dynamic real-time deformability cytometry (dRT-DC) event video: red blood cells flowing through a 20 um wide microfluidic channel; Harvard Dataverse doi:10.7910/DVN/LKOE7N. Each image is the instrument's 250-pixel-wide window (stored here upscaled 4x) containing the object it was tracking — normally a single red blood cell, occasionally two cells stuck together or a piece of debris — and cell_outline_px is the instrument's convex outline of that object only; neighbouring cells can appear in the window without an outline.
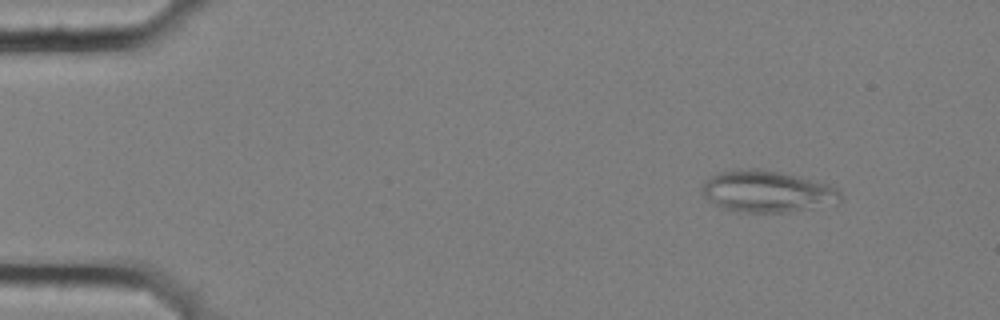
{"species": "common noctule bat (a hibernating species)", "species_latin": "Nyctalus noctula", "temperature_condition": "cold", "stored_images_in_passage": 9, "segment_of_instrument_passage": [1, 2], "camera_frame_rate_fps": 3000, "um_per_image_px": 0.085, "animal": {"sex": "female", "body_mass_g": 25.1}, "frame": {"image": 1, "passage_image": 1, "time_ms": 0.0, "image_size_px": [1000, 320], "cell_outline_px": [[840, 200], [836, 204], [792, 212], [748, 212], [720, 208], [708, 200], [704, 196], [700, 188], [712, 176], [720, 172], [740, 168], [760, 168], [800, 176], [828, 184], [836, 188], [840, 192]], "centroid_in_image_um": [65.22, 16.27], "position_along_channel_um": 19.8, "area_um2": 33.76}}